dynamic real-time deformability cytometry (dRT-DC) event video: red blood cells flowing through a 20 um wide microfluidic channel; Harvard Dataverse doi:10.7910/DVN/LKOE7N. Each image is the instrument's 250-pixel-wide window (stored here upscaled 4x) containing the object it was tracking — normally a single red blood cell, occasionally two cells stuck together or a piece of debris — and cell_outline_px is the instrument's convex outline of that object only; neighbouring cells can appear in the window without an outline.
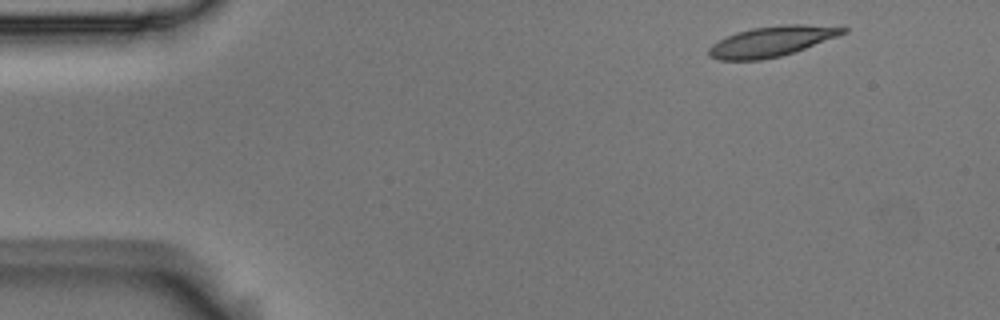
{"species": "Egyptian fruit bat (a non-hibernating species)", "species_latin": "Rousettus aegyptiacus", "temperature_condition": "room temperature", "stored_images_in_passage": 3, "camera_frame_rate_fps": 3000, "um_per_image_px": 0.085, "animal": {"sex": "male"}, "frame": {"image": 1, "passage_image": 1, "time_ms": 0.0, "image_size_px": [1000, 320], "cell_outline_px": [[848, 32], [804, 48], [780, 56], [760, 60], [720, 60], [708, 56], [708, 48], [712, 44], [736, 32], [752, 28], [784, 24], [804, 24], [848, 28]], "centroid_in_image_um": [65.55, 3.51], "position_along_channel_um": 19.4, "area_um2": 23.35}}
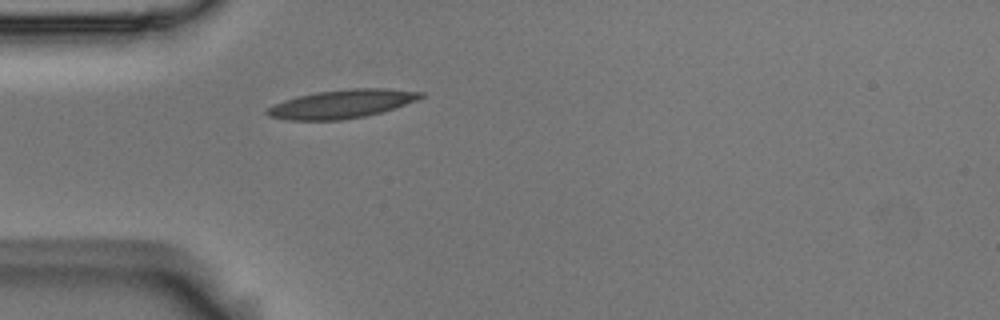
{"frame": {"image": 2, "passage_image": 3, "time_ms": 0.667, "image_size_px": [1000, 320], "cell_outline_px": [[424, 96], [416, 100], [380, 112], [364, 116], [340, 120], [288, 120], [268, 116], [264, 112], [268, 108], [284, 100], [296, 96], [316, 92], [352, 88], [384, 88], [424, 92]], "centroid_in_image_um": [29.02, 8.83], "position_along_channel_um": 56.0, "area_um2": 25.26}}